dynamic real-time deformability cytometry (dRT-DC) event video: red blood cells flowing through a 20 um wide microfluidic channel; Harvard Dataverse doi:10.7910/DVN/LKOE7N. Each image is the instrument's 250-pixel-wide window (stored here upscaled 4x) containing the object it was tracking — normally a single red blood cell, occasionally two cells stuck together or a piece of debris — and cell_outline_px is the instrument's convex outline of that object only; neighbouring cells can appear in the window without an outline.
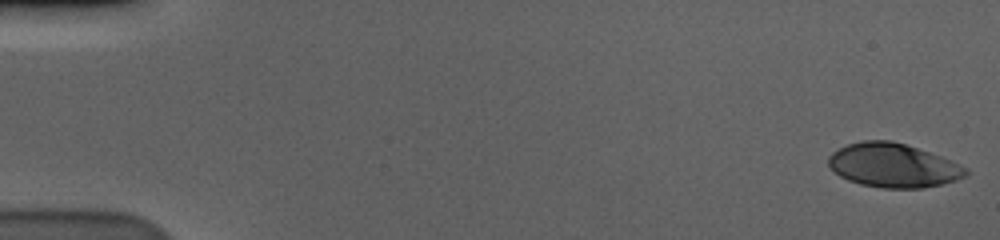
{"species": "human", "species_latin": "Homo sapiens", "temperature_condition": "cold", "stored_images_in_passage": 58, "camera_frame_rate_fps": 3000, "um_per_image_px": 0.085, "donor": {"sex": "male"}, "frame": {"image": 1, "passage_image": 1, "time_ms": 0.0, "image_size_px": [1000, 240], "cell_outline_px": [[968, 172], [964, 176], [956, 180], [924, 188], [884, 188], [860, 184], [848, 180], [840, 176], [828, 164], [828, 156], [832, 152], [848, 144], [864, 140], [892, 140], [940, 156], [968, 168]], "centroid_in_image_um": [75.9, 14.06], "position_along_channel_um": 9.1, "area_um2": 34.85}}
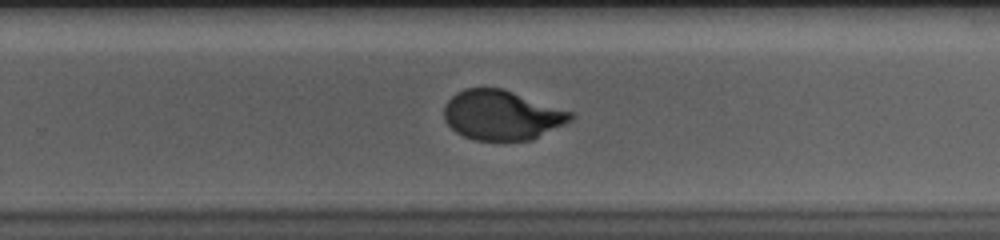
{"frame": {"image": 2, "passage_image": 38, "time_ms": 12.333, "image_size_px": [1000, 240], "cell_outline_px": [[576, 116], [572, 120], [532, 140], [476, 140], [464, 136], [456, 132], [444, 120], [444, 104], [456, 92], [464, 88], [500, 88], [572, 112]], "centroid_in_image_um": [42.63, 9.79], "position_along_channel_um": 287.2, "area_um2": 36.36}}
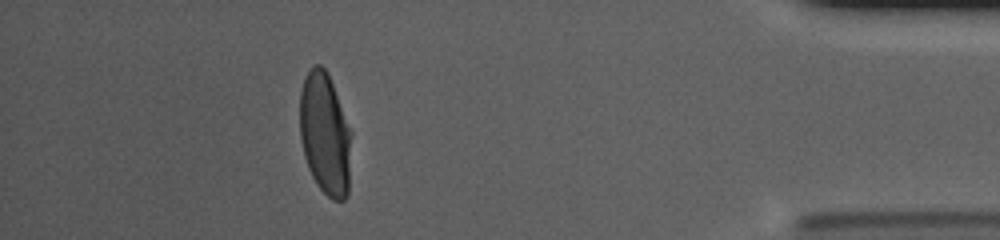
{"frame": {"image": 3, "passage_image": 52, "time_ms": 17.0, "image_size_px": [1000, 240], "cell_outline_px": [[352, 132], [348, 196], [344, 200], [332, 200], [320, 188], [312, 176], [308, 168], [304, 156], [300, 136], [300, 92], [304, 76], [316, 64], [320, 64], [328, 72]], "centroid_in_image_um": [27.64, 11.39], "position_along_channel_um": 407.6, "area_um2": 37.05}, "authors_computed_cell_mechanics": {"area_um2": 37.1654, "velocity_mm_per_s": 3.578, "shape_relaxation_time_tau1_ms": 3.9318, "shape_relaxation_time_tau2_ms": null, "deformation_change_tau1": 0.177, "deformation_change_tau2": null}}